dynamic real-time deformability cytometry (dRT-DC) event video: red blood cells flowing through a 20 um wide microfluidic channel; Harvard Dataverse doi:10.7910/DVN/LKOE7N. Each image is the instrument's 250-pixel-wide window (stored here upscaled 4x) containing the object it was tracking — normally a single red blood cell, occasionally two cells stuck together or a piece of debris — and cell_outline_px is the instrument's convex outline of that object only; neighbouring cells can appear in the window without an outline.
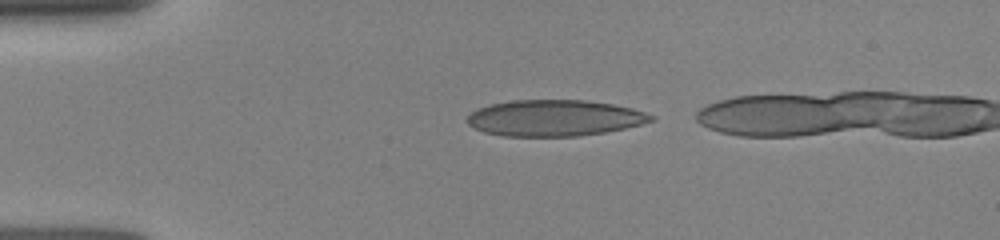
{"species": "human", "species_latin": "Homo sapiens", "temperature_condition": "room temperature", "stored_images_in_passage": 3, "camera_frame_rate_fps": 3000, "um_per_image_px": 0.085, "donor": {"sex": "female"}, "frame": {"image": 1, "passage_image": 1, "time_ms": 0.0, "image_size_px": [1000, 240], "cell_outline_px": [[656, 120], [624, 128], [604, 132], [576, 136], [504, 136], [484, 132], [468, 124], [468, 116], [476, 108], [492, 104], [512, 100], [584, 100], [612, 104], [632, 108], [656, 116]], "centroid_in_image_um": [47.14, 10.02], "position_along_channel_um": 37.9, "area_um2": 38.61}}